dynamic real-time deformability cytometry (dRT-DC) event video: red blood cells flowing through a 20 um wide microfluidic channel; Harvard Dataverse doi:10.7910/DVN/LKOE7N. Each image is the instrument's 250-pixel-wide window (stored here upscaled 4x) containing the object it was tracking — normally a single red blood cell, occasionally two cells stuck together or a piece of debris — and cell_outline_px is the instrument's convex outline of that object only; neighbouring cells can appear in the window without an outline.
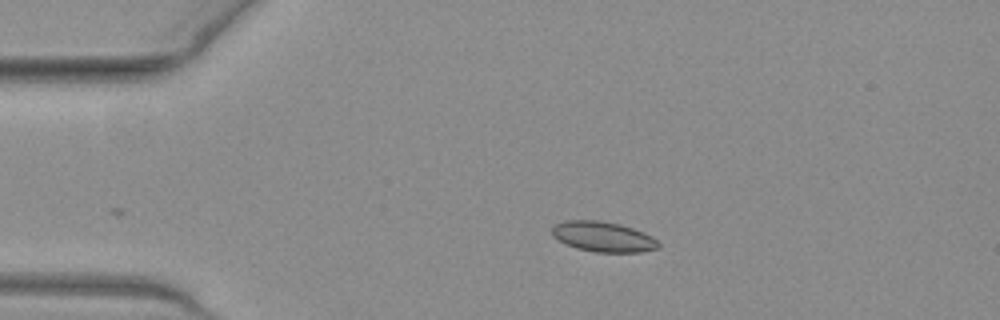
{"species": "common noctule bat (a hibernating species)", "species_latin": "Nyctalus noctula", "temperature_condition": "warm", "stored_images_in_passage": 13, "camera_frame_rate_fps": 3000, "um_per_image_px": 0.085, "animal": {"sex": "female", "body_mass_g": 19.3, "forearm_length_mm": 54.1}, "frame": {"image": 1, "passage_image": 1, "time_ms": 0.0, "image_size_px": [1000, 320], "cell_outline_px": [[660, 248], [640, 252], [596, 252], [576, 248], [552, 236], [552, 228], [556, 224], [564, 220], [600, 220], [620, 224], [632, 228], [652, 236], [660, 244]], "centroid_in_image_um": [51.28, 20.12], "position_along_channel_um": 33.7, "area_um2": 18.67}}
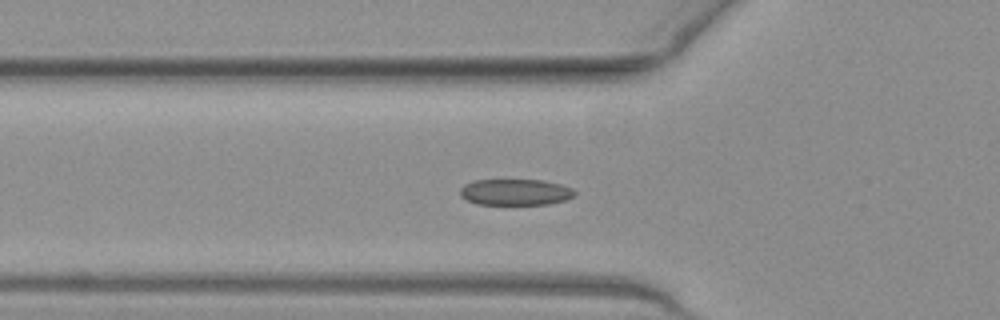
{"frame": {"image": 2, "passage_image": 8, "time_ms": 2.333, "image_size_px": [1000, 320], "cell_outline_px": [[576, 196], [568, 200], [548, 204], [476, 204], [460, 196], [460, 188], [464, 184], [476, 180], [544, 180], [560, 184], [572, 188], [576, 192]], "centroid_in_image_um": [43.84, 16.33], "position_along_channel_um": 82.0, "area_um2": 17.63}}
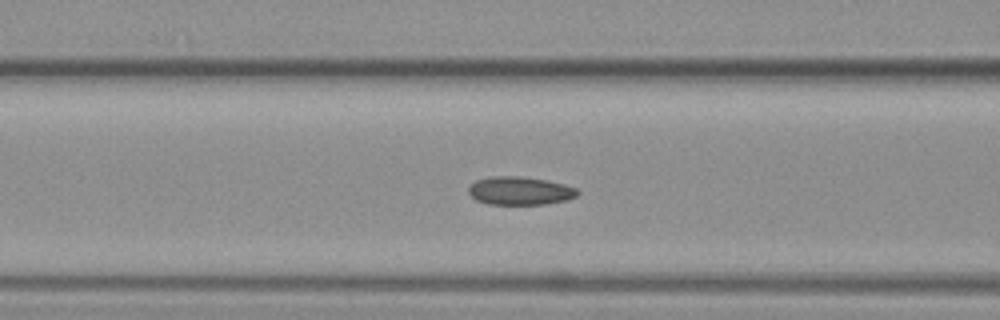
{"frame": {"image": 3, "passage_image": 11, "time_ms": 3.333, "image_size_px": [1000, 320], "cell_outline_px": [[580, 192], [576, 196], [568, 200], [544, 204], [488, 204], [476, 200], [468, 192], [468, 188], [476, 180], [488, 176], [520, 176], [544, 180], [564, 184], [576, 188]], "centroid_in_image_um": [44.19, 16.21], "position_along_channel_um": 122.4, "area_um2": 17.92}}